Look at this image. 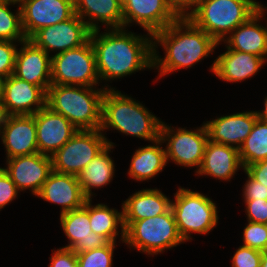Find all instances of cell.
Instances as JSON below:
<instances>
[{
	"label": "cell",
	"mask_w": 267,
	"mask_h": 267,
	"mask_svg": "<svg viewBox=\"0 0 267 267\" xmlns=\"http://www.w3.org/2000/svg\"><path fill=\"white\" fill-rule=\"evenodd\" d=\"M104 31L93 30L89 36L100 81L120 79L153 68L152 34L139 35L124 27Z\"/></svg>",
	"instance_id": "1"
},
{
	"label": "cell",
	"mask_w": 267,
	"mask_h": 267,
	"mask_svg": "<svg viewBox=\"0 0 267 267\" xmlns=\"http://www.w3.org/2000/svg\"><path fill=\"white\" fill-rule=\"evenodd\" d=\"M219 44L204 30L196 27L185 15L152 35L153 69L159 77L183 68H190L209 57ZM162 46V58L156 48Z\"/></svg>",
	"instance_id": "2"
},
{
	"label": "cell",
	"mask_w": 267,
	"mask_h": 267,
	"mask_svg": "<svg viewBox=\"0 0 267 267\" xmlns=\"http://www.w3.org/2000/svg\"><path fill=\"white\" fill-rule=\"evenodd\" d=\"M142 103L122 94L113 87L105 90L102 98L101 132L117 130L126 136L154 142L160 138L162 121Z\"/></svg>",
	"instance_id": "3"
},
{
	"label": "cell",
	"mask_w": 267,
	"mask_h": 267,
	"mask_svg": "<svg viewBox=\"0 0 267 267\" xmlns=\"http://www.w3.org/2000/svg\"><path fill=\"white\" fill-rule=\"evenodd\" d=\"M106 87V88H105ZM102 88L51 84L47 90L46 106L63 115L78 130H96L102 123Z\"/></svg>",
	"instance_id": "4"
},
{
	"label": "cell",
	"mask_w": 267,
	"mask_h": 267,
	"mask_svg": "<svg viewBox=\"0 0 267 267\" xmlns=\"http://www.w3.org/2000/svg\"><path fill=\"white\" fill-rule=\"evenodd\" d=\"M256 12L255 0H197L184 15L222 44L228 34Z\"/></svg>",
	"instance_id": "5"
},
{
	"label": "cell",
	"mask_w": 267,
	"mask_h": 267,
	"mask_svg": "<svg viewBox=\"0 0 267 267\" xmlns=\"http://www.w3.org/2000/svg\"><path fill=\"white\" fill-rule=\"evenodd\" d=\"M174 198L171 209L184 242L191 241V233L209 234L217 226V206L207 195L180 187Z\"/></svg>",
	"instance_id": "6"
},
{
	"label": "cell",
	"mask_w": 267,
	"mask_h": 267,
	"mask_svg": "<svg viewBox=\"0 0 267 267\" xmlns=\"http://www.w3.org/2000/svg\"><path fill=\"white\" fill-rule=\"evenodd\" d=\"M124 243L146 255L161 254L164 250L184 243L179 234L172 209L155 217L132 222L125 229Z\"/></svg>",
	"instance_id": "7"
},
{
	"label": "cell",
	"mask_w": 267,
	"mask_h": 267,
	"mask_svg": "<svg viewBox=\"0 0 267 267\" xmlns=\"http://www.w3.org/2000/svg\"><path fill=\"white\" fill-rule=\"evenodd\" d=\"M51 56V84L97 87L101 83L90 39L78 48Z\"/></svg>",
	"instance_id": "8"
},
{
	"label": "cell",
	"mask_w": 267,
	"mask_h": 267,
	"mask_svg": "<svg viewBox=\"0 0 267 267\" xmlns=\"http://www.w3.org/2000/svg\"><path fill=\"white\" fill-rule=\"evenodd\" d=\"M108 144L115 145L100 129L78 130L51 156L53 171L77 176Z\"/></svg>",
	"instance_id": "9"
},
{
	"label": "cell",
	"mask_w": 267,
	"mask_h": 267,
	"mask_svg": "<svg viewBox=\"0 0 267 267\" xmlns=\"http://www.w3.org/2000/svg\"><path fill=\"white\" fill-rule=\"evenodd\" d=\"M160 139L166 143V159L173 161L178 166L196 167L199 170L208 138L205 124L195 130L171 127L162 121ZM167 141V142H166Z\"/></svg>",
	"instance_id": "10"
},
{
	"label": "cell",
	"mask_w": 267,
	"mask_h": 267,
	"mask_svg": "<svg viewBox=\"0 0 267 267\" xmlns=\"http://www.w3.org/2000/svg\"><path fill=\"white\" fill-rule=\"evenodd\" d=\"M90 32L86 23L74 14L64 22L39 29L29 40L46 53L53 51L55 55L82 46L89 40Z\"/></svg>",
	"instance_id": "11"
},
{
	"label": "cell",
	"mask_w": 267,
	"mask_h": 267,
	"mask_svg": "<svg viewBox=\"0 0 267 267\" xmlns=\"http://www.w3.org/2000/svg\"><path fill=\"white\" fill-rule=\"evenodd\" d=\"M122 9L124 28L135 23L152 35L181 16L168 0H125Z\"/></svg>",
	"instance_id": "12"
},
{
	"label": "cell",
	"mask_w": 267,
	"mask_h": 267,
	"mask_svg": "<svg viewBox=\"0 0 267 267\" xmlns=\"http://www.w3.org/2000/svg\"><path fill=\"white\" fill-rule=\"evenodd\" d=\"M47 92L13 74L4 80L0 107L3 115H34L46 106Z\"/></svg>",
	"instance_id": "13"
},
{
	"label": "cell",
	"mask_w": 267,
	"mask_h": 267,
	"mask_svg": "<svg viewBox=\"0 0 267 267\" xmlns=\"http://www.w3.org/2000/svg\"><path fill=\"white\" fill-rule=\"evenodd\" d=\"M4 171L9 175L18 190L30 192L37 196L44 182L53 171L52 158L38 153L32 155L16 156L6 159Z\"/></svg>",
	"instance_id": "14"
},
{
	"label": "cell",
	"mask_w": 267,
	"mask_h": 267,
	"mask_svg": "<svg viewBox=\"0 0 267 267\" xmlns=\"http://www.w3.org/2000/svg\"><path fill=\"white\" fill-rule=\"evenodd\" d=\"M74 14V0H27L21 7L24 35L29 39L39 29L64 22Z\"/></svg>",
	"instance_id": "15"
},
{
	"label": "cell",
	"mask_w": 267,
	"mask_h": 267,
	"mask_svg": "<svg viewBox=\"0 0 267 267\" xmlns=\"http://www.w3.org/2000/svg\"><path fill=\"white\" fill-rule=\"evenodd\" d=\"M0 139L6 159L38 153L34 115H4Z\"/></svg>",
	"instance_id": "16"
},
{
	"label": "cell",
	"mask_w": 267,
	"mask_h": 267,
	"mask_svg": "<svg viewBox=\"0 0 267 267\" xmlns=\"http://www.w3.org/2000/svg\"><path fill=\"white\" fill-rule=\"evenodd\" d=\"M38 152L52 156L78 129L63 115L52 111L48 106L34 114Z\"/></svg>",
	"instance_id": "17"
},
{
	"label": "cell",
	"mask_w": 267,
	"mask_h": 267,
	"mask_svg": "<svg viewBox=\"0 0 267 267\" xmlns=\"http://www.w3.org/2000/svg\"><path fill=\"white\" fill-rule=\"evenodd\" d=\"M60 225L68 238V248L76 254L87 250L102 248L109 241L102 235L92 232L89 219V199L83 207L60 214Z\"/></svg>",
	"instance_id": "18"
},
{
	"label": "cell",
	"mask_w": 267,
	"mask_h": 267,
	"mask_svg": "<svg viewBox=\"0 0 267 267\" xmlns=\"http://www.w3.org/2000/svg\"><path fill=\"white\" fill-rule=\"evenodd\" d=\"M15 60L13 75L36 86L46 92L51 85L52 56L32 41L26 39L20 42Z\"/></svg>",
	"instance_id": "19"
},
{
	"label": "cell",
	"mask_w": 267,
	"mask_h": 267,
	"mask_svg": "<svg viewBox=\"0 0 267 267\" xmlns=\"http://www.w3.org/2000/svg\"><path fill=\"white\" fill-rule=\"evenodd\" d=\"M258 119L256 111L238 112L204 122L211 142L237 149L248 137Z\"/></svg>",
	"instance_id": "20"
},
{
	"label": "cell",
	"mask_w": 267,
	"mask_h": 267,
	"mask_svg": "<svg viewBox=\"0 0 267 267\" xmlns=\"http://www.w3.org/2000/svg\"><path fill=\"white\" fill-rule=\"evenodd\" d=\"M267 11V6L257 2V12L246 22L239 25L222 42L229 49L250 53L262 57L267 62V26L260 25V20Z\"/></svg>",
	"instance_id": "21"
},
{
	"label": "cell",
	"mask_w": 267,
	"mask_h": 267,
	"mask_svg": "<svg viewBox=\"0 0 267 267\" xmlns=\"http://www.w3.org/2000/svg\"><path fill=\"white\" fill-rule=\"evenodd\" d=\"M37 197L60 205V214L83 207L87 200L77 176L55 171L50 173Z\"/></svg>",
	"instance_id": "22"
},
{
	"label": "cell",
	"mask_w": 267,
	"mask_h": 267,
	"mask_svg": "<svg viewBox=\"0 0 267 267\" xmlns=\"http://www.w3.org/2000/svg\"><path fill=\"white\" fill-rule=\"evenodd\" d=\"M220 54L210 66V70L222 81L241 82L252 78L267 62L254 54L229 49Z\"/></svg>",
	"instance_id": "23"
},
{
	"label": "cell",
	"mask_w": 267,
	"mask_h": 267,
	"mask_svg": "<svg viewBox=\"0 0 267 267\" xmlns=\"http://www.w3.org/2000/svg\"><path fill=\"white\" fill-rule=\"evenodd\" d=\"M240 168L244 169L237 148L208 140L203 161L195 174L227 182L235 176Z\"/></svg>",
	"instance_id": "24"
},
{
	"label": "cell",
	"mask_w": 267,
	"mask_h": 267,
	"mask_svg": "<svg viewBox=\"0 0 267 267\" xmlns=\"http://www.w3.org/2000/svg\"><path fill=\"white\" fill-rule=\"evenodd\" d=\"M171 208V199L160 189H141L122 203L123 224L126 229L132 222L155 217Z\"/></svg>",
	"instance_id": "25"
},
{
	"label": "cell",
	"mask_w": 267,
	"mask_h": 267,
	"mask_svg": "<svg viewBox=\"0 0 267 267\" xmlns=\"http://www.w3.org/2000/svg\"><path fill=\"white\" fill-rule=\"evenodd\" d=\"M74 11L91 31L100 29L99 23L106 29L123 28V9L119 0H74Z\"/></svg>",
	"instance_id": "26"
},
{
	"label": "cell",
	"mask_w": 267,
	"mask_h": 267,
	"mask_svg": "<svg viewBox=\"0 0 267 267\" xmlns=\"http://www.w3.org/2000/svg\"><path fill=\"white\" fill-rule=\"evenodd\" d=\"M152 144L136 149L132 155L128 174L133 180L141 182L152 179L167 166L166 150L161 146L163 141L159 138Z\"/></svg>",
	"instance_id": "27"
},
{
	"label": "cell",
	"mask_w": 267,
	"mask_h": 267,
	"mask_svg": "<svg viewBox=\"0 0 267 267\" xmlns=\"http://www.w3.org/2000/svg\"><path fill=\"white\" fill-rule=\"evenodd\" d=\"M114 147L108 144L77 175L78 182L87 199H92V196L95 195L91 189L103 188L112 182L115 173V164L109 153Z\"/></svg>",
	"instance_id": "28"
},
{
	"label": "cell",
	"mask_w": 267,
	"mask_h": 267,
	"mask_svg": "<svg viewBox=\"0 0 267 267\" xmlns=\"http://www.w3.org/2000/svg\"><path fill=\"white\" fill-rule=\"evenodd\" d=\"M89 219L92 232L102 235L109 242H117L116 238L121 232V240L124 243L125 228L123 224V211L119 212L102 203L92 205V199H89ZM118 227L121 228V231L118 230Z\"/></svg>",
	"instance_id": "29"
},
{
	"label": "cell",
	"mask_w": 267,
	"mask_h": 267,
	"mask_svg": "<svg viewBox=\"0 0 267 267\" xmlns=\"http://www.w3.org/2000/svg\"><path fill=\"white\" fill-rule=\"evenodd\" d=\"M245 168L255 162L267 159V122L256 120L252 131L238 149Z\"/></svg>",
	"instance_id": "30"
},
{
	"label": "cell",
	"mask_w": 267,
	"mask_h": 267,
	"mask_svg": "<svg viewBox=\"0 0 267 267\" xmlns=\"http://www.w3.org/2000/svg\"><path fill=\"white\" fill-rule=\"evenodd\" d=\"M9 6L0 2V40L20 43L27 39L22 28L21 8L13 13Z\"/></svg>",
	"instance_id": "31"
},
{
	"label": "cell",
	"mask_w": 267,
	"mask_h": 267,
	"mask_svg": "<svg viewBox=\"0 0 267 267\" xmlns=\"http://www.w3.org/2000/svg\"><path fill=\"white\" fill-rule=\"evenodd\" d=\"M115 242H109L102 248L87 250L77 253L79 267H112Z\"/></svg>",
	"instance_id": "32"
},
{
	"label": "cell",
	"mask_w": 267,
	"mask_h": 267,
	"mask_svg": "<svg viewBox=\"0 0 267 267\" xmlns=\"http://www.w3.org/2000/svg\"><path fill=\"white\" fill-rule=\"evenodd\" d=\"M243 245L259 251L267 250V224L248 221L243 230Z\"/></svg>",
	"instance_id": "33"
},
{
	"label": "cell",
	"mask_w": 267,
	"mask_h": 267,
	"mask_svg": "<svg viewBox=\"0 0 267 267\" xmlns=\"http://www.w3.org/2000/svg\"><path fill=\"white\" fill-rule=\"evenodd\" d=\"M17 46L16 42L0 40V76L5 79L14 72Z\"/></svg>",
	"instance_id": "34"
},
{
	"label": "cell",
	"mask_w": 267,
	"mask_h": 267,
	"mask_svg": "<svg viewBox=\"0 0 267 267\" xmlns=\"http://www.w3.org/2000/svg\"><path fill=\"white\" fill-rule=\"evenodd\" d=\"M262 251L240 245L232 257V267H260Z\"/></svg>",
	"instance_id": "35"
},
{
	"label": "cell",
	"mask_w": 267,
	"mask_h": 267,
	"mask_svg": "<svg viewBox=\"0 0 267 267\" xmlns=\"http://www.w3.org/2000/svg\"><path fill=\"white\" fill-rule=\"evenodd\" d=\"M19 190L9 175L0 167V211L18 198Z\"/></svg>",
	"instance_id": "36"
},
{
	"label": "cell",
	"mask_w": 267,
	"mask_h": 267,
	"mask_svg": "<svg viewBox=\"0 0 267 267\" xmlns=\"http://www.w3.org/2000/svg\"><path fill=\"white\" fill-rule=\"evenodd\" d=\"M247 221L267 224V199L266 200H243Z\"/></svg>",
	"instance_id": "37"
},
{
	"label": "cell",
	"mask_w": 267,
	"mask_h": 267,
	"mask_svg": "<svg viewBox=\"0 0 267 267\" xmlns=\"http://www.w3.org/2000/svg\"><path fill=\"white\" fill-rule=\"evenodd\" d=\"M49 267H79L76 253L68 248H59L49 257Z\"/></svg>",
	"instance_id": "38"
},
{
	"label": "cell",
	"mask_w": 267,
	"mask_h": 267,
	"mask_svg": "<svg viewBox=\"0 0 267 267\" xmlns=\"http://www.w3.org/2000/svg\"><path fill=\"white\" fill-rule=\"evenodd\" d=\"M248 180L243 185V199L244 200H266L267 199V188L261 185L260 182L253 179L245 170Z\"/></svg>",
	"instance_id": "39"
},
{
	"label": "cell",
	"mask_w": 267,
	"mask_h": 267,
	"mask_svg": "<svg viewBox=\"0 0 267 267\" xmlns=\"http://www.w3.org/2000/svg\"><path fill=\"white\" fill-rule=\"evenodd\" d=\"M243 170L267 188V159L246 166Z\"/></svg>",
	"instance_id": "40"
},
{
	"label": "cell",
	"mask_w": 267,
	"mask_h": 267,
	"mask_svg": "<svg viewBox=\"0 0 267 267\" xmlns=\"http://www.w3.org/2000/svg\"><path fill=\"white\" fill-rule=\"evenodd\" d=\"M173 7L181 14L184 15L195 4L197 0H168Z\"/></svg>",
	"instance_id": "41"
},
{
	"label": "cell",
	"mask_w": 267,
	"mask_h": 267,
	"mask_svg": "<svg viewBox=\"0 0 267 267\" xmlns=\"http://www.w3.org/2000/svg\"><path fill=\"white\" fill-rule=\"evenodd\" d=\"M264 109L262 111H256L258 119L267 122V97L264 99Z\"/></svg>",
	"instance_id": "42"
},
{
	"label": "cell",
	"mask_w": 267,
	"mask_h": 267,
	"mask_svg": "<svg viewBox=\"0 0 267 267\" xmlns=\"http://www.w3.org/2000/svg\"><path fill=\"white\" fill-rule=\"evenodd\" d=\"M27 0H0V2L4 3V4H10V5H18V8H21L24 3Z\"/></svg>",
	"instance_id": "43"
},
{
	"label": "cell",
	"mask_w": 267,
	"mask_h": 267,
	"mask_svg": "<svg viewBox=\"0 0 267 267\" xmlns=\"http://www.w3.org/2000/svg\"><path fill=\"white\" fill-rule=\"evenodd\" d=\"M260 267H267V250L262 252Z\"/></svg>",
	"instance_id": "44"
},
{
	"label": "cell",
	"mask_w": 267,
	"mask_h": 267,
	"mask_svg": "<svg viewBox=\"0 0 267 267\" xmlns=\"http://www.w3.org/2000/svg\"><path fill=\"white\" fill-rule=\"evenodd\" d=\"M4 80H5V78L0 76V103H1V100H2V96H3Z\"/></svg>",
	"instance_id": "45"
},
{
	"label": "cell",
	"mask_w": 267,
	"mask_h": 267,
	"mask_svg": "<svg viewBox=\"0 0 267 267\" xmlns=\"http://www.w3.org/2000/svg\"><path fill=\"white\" fill-rule=\"evenodd\" d=\"M3 113H2V110H1V107H0V127H1V122H2V118H3Z\"/></svg>",
	"instance_id": "46"
}]
</instances>
